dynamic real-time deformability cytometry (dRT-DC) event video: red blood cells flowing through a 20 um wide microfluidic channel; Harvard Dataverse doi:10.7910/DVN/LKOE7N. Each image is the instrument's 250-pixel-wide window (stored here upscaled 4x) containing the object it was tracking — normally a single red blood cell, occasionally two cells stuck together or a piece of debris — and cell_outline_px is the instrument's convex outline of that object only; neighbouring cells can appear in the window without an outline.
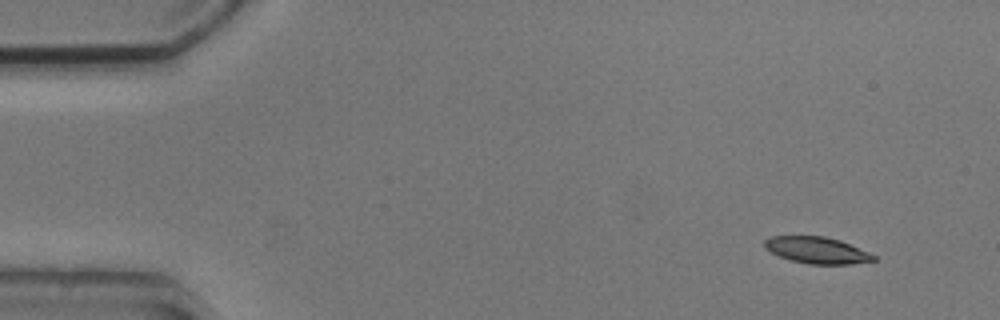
{"species": "common noctule bat (a hibernating species)", "species_latin": "Nyctalus noctula", "temperature_condition": "cold", "stored_images_in_passage": 5, "camera_frame_rate_fps": 3000, "um_per_image_px": 0.085, "animal": {"sex": "male", "body_mass_g": 20.5, "forearm_length_mm": 52.5}, "frame": {"image": 1, "passage_image": 1, "time_ms": 0.0, "image_size_px": [1000, 320], "cell_outline_px": [[876, 260], [852, 264], [808, 264], [792, 260], [780, 256], [764, 248], [764, 240], [772, 236], [824, 236], [840, 240], [868, 252], [876, 256]], "centroid_in_image_um": [69.44, 21.26], "position_along_channel_um": 15.6, "area_um2": 16.76}}
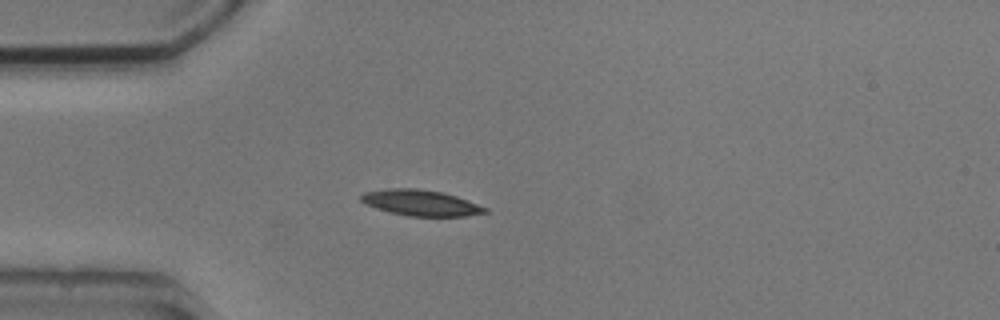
{"frame": {"image": 2, "passage_image": 4, "time_ms": 3.333, "image_size_px": [1000, 320], "cell_outline_px": [[488, 212], [464, 216], [408, 216], [388, 212], [376, 208], [360, 200], [360, 196], [364, 192], [388, 188], [416, 188], [444, 192], [468, 200], [488, 208]], "centroid_in_image_um": [35.77, 17.23], "position_along_channel_um": 49.2, "area_um2": 18.73}}